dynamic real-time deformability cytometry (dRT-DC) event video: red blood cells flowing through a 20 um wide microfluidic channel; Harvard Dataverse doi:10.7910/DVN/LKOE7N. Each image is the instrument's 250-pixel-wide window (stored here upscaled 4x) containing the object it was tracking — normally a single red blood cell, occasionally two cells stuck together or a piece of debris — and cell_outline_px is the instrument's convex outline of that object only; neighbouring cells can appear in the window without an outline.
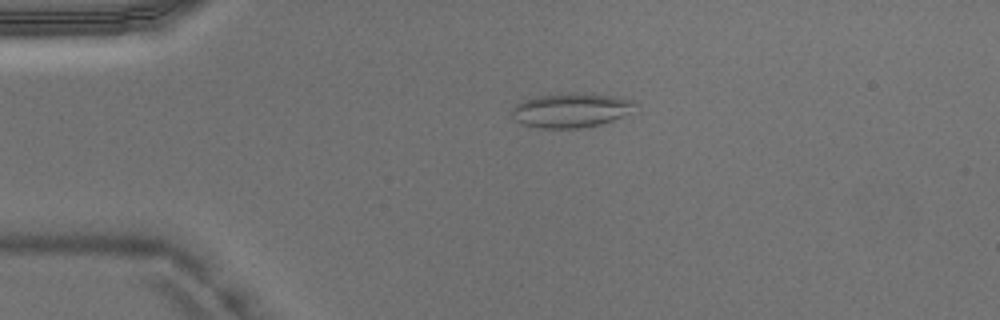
{"species": "Egyptian fruit bat (a non-hibernating species)", "species_latin": "Rousettus aegyptiacus", "temperature_condition": "warm", "stored_images_in_passage": 43, "camera_frame_rate_fps": 3000, "um_per_image_px": 0.085, "animal": {"sex": "male"}, "frame": {"image": 1, "passage_image": 7, "time_ms": 2.0, "image_size_px": [1000, 320], "cell_outline_px": [[636, 104], [628, 112], [612, 120], [600, 124], [580, 128], [540, 128], [520, 124], [512, 120], [512, 108], [520, 100], [536, 96], [576, 92], [592, 92], [616, 96], [632, 100]], "centroid_in_image_um": [48.46, 9.35], "position_along_channel_um": 36.5, "area_um2": 24.97}}
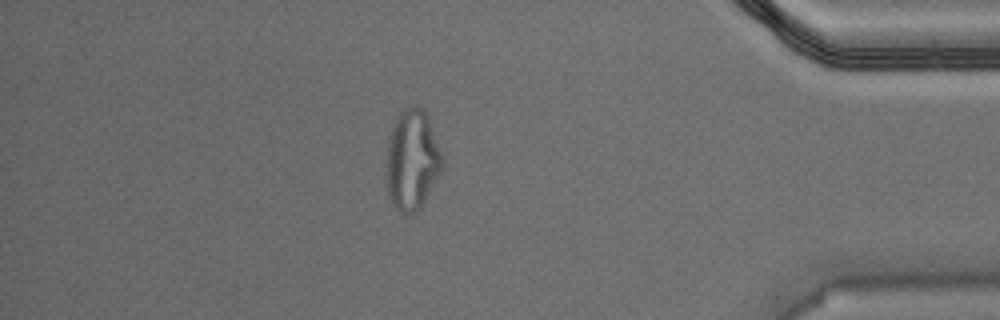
{"frame": {"image": 2, "passage_image": 37, "time_ms": 12.0, "image_size_px": [1000, 320], "cell_outline_px": [[444, 164], [440, 172], [420, 208], [416, 212], [400, 212], [392, 204], [384, 184], [384, 160], [388, 136], [396, 116], [404, 108], [412, 104], [416, 104], [424, 108], [428, 116], [444, 160]], "centroid_in_image_um": [34.97, 13.55], "position_along_channel_um": 400.2, "area_um2": 33.64}}